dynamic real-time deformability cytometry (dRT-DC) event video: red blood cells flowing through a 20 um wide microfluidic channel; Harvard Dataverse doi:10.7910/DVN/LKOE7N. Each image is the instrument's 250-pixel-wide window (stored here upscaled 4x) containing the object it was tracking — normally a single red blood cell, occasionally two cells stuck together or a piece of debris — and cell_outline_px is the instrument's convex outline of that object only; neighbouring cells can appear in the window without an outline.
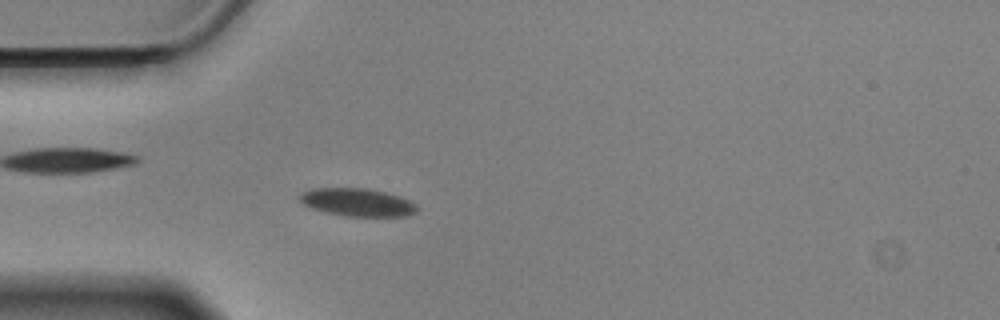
{"species": "Egyptian fruit bat (a non-hibernating species)", "species_latin": "Rousettus aegyptiacus", "temperature_condition": "cold", "stored_images_in_passage": 44, "camera_frame_rate_fps": 3000, "um_per_image_px": 0.085, "animal": {"sex": "male"}, "frame": {"image": 1, "passage_image": 3, "time_ms": 0.667, "image_size_px": [1000, 320], "cell_outline_px": [[420, 208], [416, 212], [408, 216], [344, 216], [324, 212], [312, 208], [304, 204], [300, 200], [300, 192], [308, 188], [368, 188], [400, 196], [416, 204]], "centroid_in_image_um": [30.38, 17.19], "position_along_channel_um": 54.6, "area_um2": 19.25}}
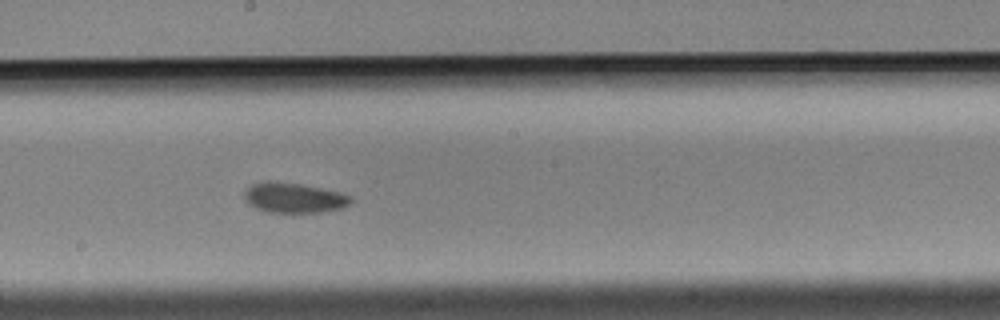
{"frame": {"image": 2, "passage_image": 18, "time_ms": 5.667, "image_size_px": [1000, 320], "cell_outline_px": [[352, 204], [344, 208], [320, 212], [268, 212], [256, 208], [248, 204], [244, 200], [244, 192], [252, 184], [268, 180], [272, 180], [300, 184], [340, 192], [352, 196]], "centroid_in_image_um": [24.99, 16.81], "position_along_channel_um": 223.2, "area_um2": 18.84}}
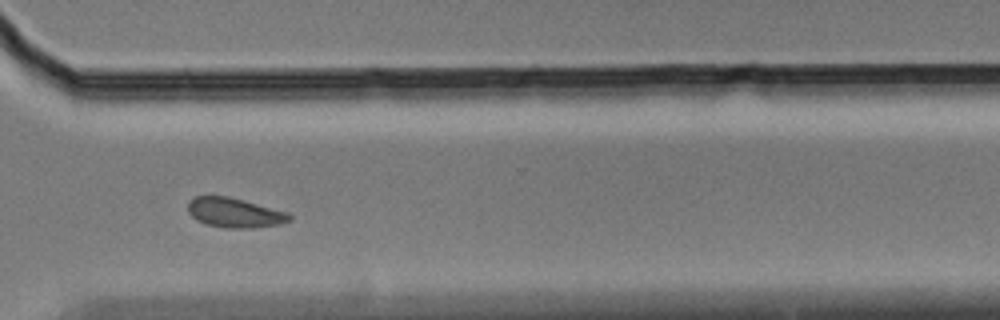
{"frame": {"image": 3, "passage_image": 29, "time_ms": 9.333, "image_size_px": [1000, 320], "cell_outline_px": [[292, 220], [280, 224], [252, 228], [224, 228], [208, 224], [196, 220], [188, 212], [188, 200], [196, 196], [228, 196], [244, 200], [288, 212], [292, 216]], "centroid_in_image_um": [19.95, 18.08], "position_along_channel_um": 350.7, "area_um2": 17.63}, "authors_computed_cell_mechanics": {"area_um2": 18.0336, "velocity_mm_per_s": 3.4842, "shape_relaxation_time_tau1_ms": 2.0842, "shape_relaxation_time_tau2_ms": null, "deformation_change_tau1": 0.0752, "deformation_change_tau2": null}}